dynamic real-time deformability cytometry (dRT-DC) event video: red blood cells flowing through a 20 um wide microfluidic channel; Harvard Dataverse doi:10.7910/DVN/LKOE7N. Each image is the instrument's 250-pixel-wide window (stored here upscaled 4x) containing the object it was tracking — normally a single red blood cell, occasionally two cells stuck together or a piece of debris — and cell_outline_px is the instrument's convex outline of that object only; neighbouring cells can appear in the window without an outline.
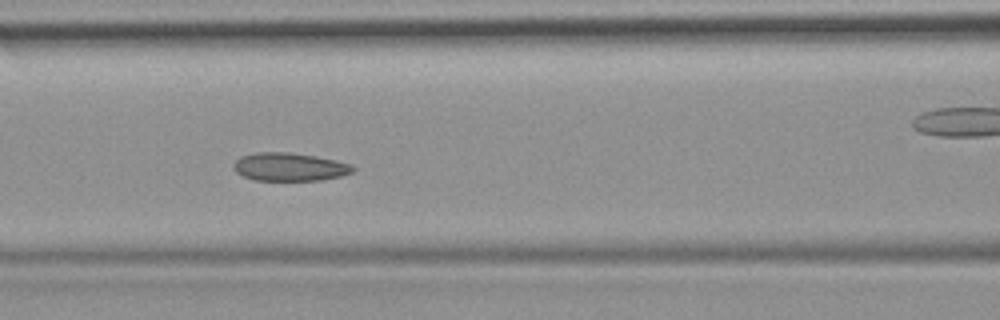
{"species": "common noctule bat (a hibernating species)", "species_latin": "Nyctalus noctula", "temperature_condition": "room temperature", "stored_images_in_passage": 42, "camera_frame_rate_fps": 3000, "um_per_image_px": 0.085, "animal": {"sex": "female", "body_mass_g": 19.9}, "frame": {"image": 1, "passage_image": 13, "time_ms": 4.0, "image_size_px": [1000, 320], "cell_outline_px": [[356, 168], [352, 172], [340, 176], [324, 180], [252, 180], [236, 172], [232, 168], [232, 164], [240, 156], [256, 152], [288, 152], [316, 156], [336, 160], [352, 164]], "centroid_in_image_um": [24.6, 14.18], "position_along_channel_um": 142.0, "area_um2": 19.77}}